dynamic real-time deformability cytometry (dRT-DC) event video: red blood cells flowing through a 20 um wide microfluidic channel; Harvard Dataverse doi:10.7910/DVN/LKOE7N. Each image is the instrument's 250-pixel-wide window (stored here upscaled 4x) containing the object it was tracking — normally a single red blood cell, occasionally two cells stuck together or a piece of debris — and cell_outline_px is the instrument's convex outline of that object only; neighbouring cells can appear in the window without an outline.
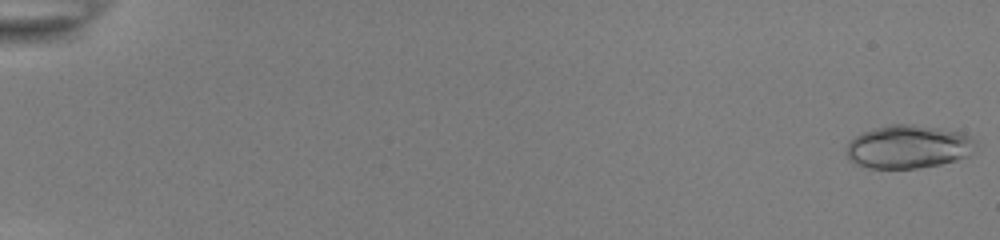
{"species": "common noctule bat (a hibernating species)", "species_latin": "Nyctalus noctula", "temperature_condition": "room temperature", "stored_images_in_passage": 53, "camera_frame_rate_fps": 3000, "um_per_image_px": 0.085, "animal": {"sex": "female", "body_mass_g": 22.0, "forearm_length_mm": 56.7}, "frame": {"image": 1, "passage_image": 1, "time_ms": 0.0, "image_size_px": [1000, 240], "cell_outline_px": [[976, 144], [972, 152], [968, 156], [940, 164], [916, 168], [868, 168], [856, 164], [848, 160], [848, 144], [856, 136], [864, 132], [876, 128], [892, 124], [912, 124], [960, 132], [968, 136]], "centroid_in_image_um": [77.19, 12.48], "position_along_channel_um": 7.8, "area_um2": 32.08}}
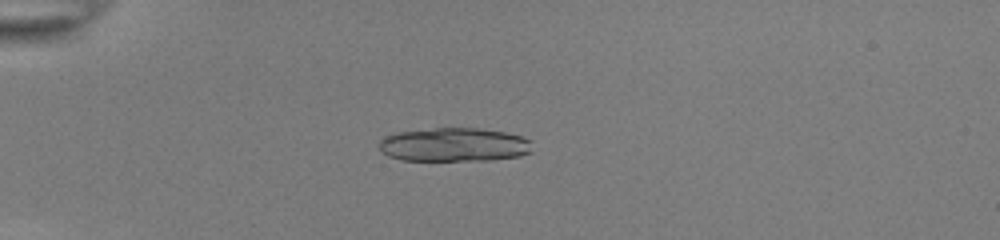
{"frame": {"image": 2, "passage_image": 16, "time_ms": 5.0, "image_size_px": [1000, 240], "cell_outline_px": [[532, 152], [520, 156], [488, 160], [404, 160], [388, 156], [380, 148], [380, 140], [384, 136], [396, 132], [436, 128], [476, 128], [504, 132], [520, 136], [532, 140]], "centroid_in_image_um": [38.63, 12.3], "position_along_channel_um": 46.4, "area_um2": 30.11}, "authors_computed_cell_mechanics": {"area_um2": 29.478, "velocity_mm_per_s": 3.8993, "shape_relaxation_time_tau1_ms": null, "shape_relaxation_time_tau2_ms": 2.0232, "deformation_change_tau1": null, "deformation_change_tau2": 0.0854}}